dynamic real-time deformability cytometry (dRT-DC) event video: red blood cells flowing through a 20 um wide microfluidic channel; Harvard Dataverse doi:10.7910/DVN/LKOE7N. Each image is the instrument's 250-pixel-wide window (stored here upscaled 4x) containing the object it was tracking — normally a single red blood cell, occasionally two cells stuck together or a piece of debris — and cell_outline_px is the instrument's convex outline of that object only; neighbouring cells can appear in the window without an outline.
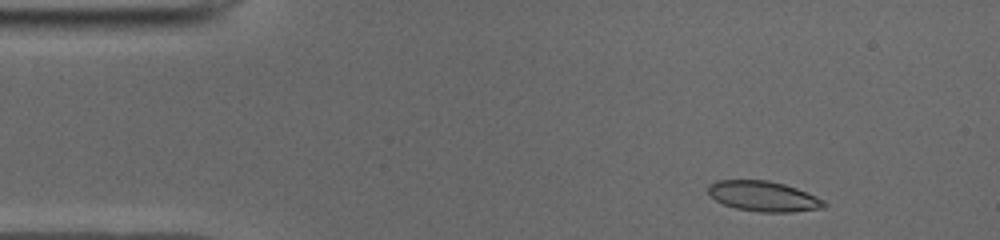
{"species": "common noctule bat (a hibernating species)", "species_latin": "Nyctalus noctula", "temperature_condition": "cold", "stored_images_in_passage": 47, "camera_frame_rate_fps": 3000, "um_per_image_px": 0.085, "animal": {"sex": "male", "body_mass_g": 19.0, "forearm_length_mm": 50.8}, "frame": {"image": 1, "passage_image": 3, "time_ms": 0.667, "image_size_px": [1000, 240], "cell_outline_px": [[828, 204], [824, 208], [792, 212], [760, 212], [736, 208], [724, 204], [716, 200], [708, 192], [708, 184], [716, 180], [768, 180], [784, 184], [796, 188], [816, 196], [824, 200]], "centroid_in_image_um": [64.91, 16.68], "position_along_channel_um": 20.1, "area_um2": 20.46}}
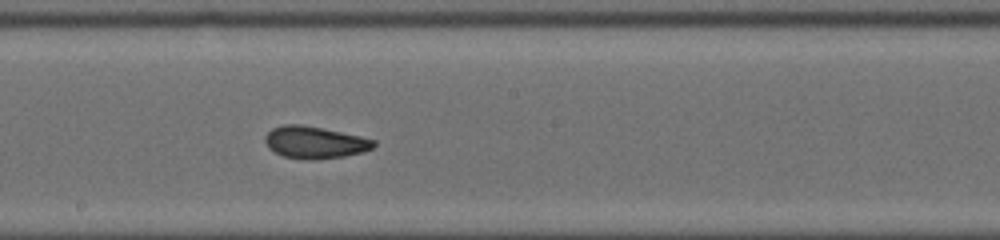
{"frame": {"image": 2, "passage_image": 24, "time_ms": 7.667, "image_size_px": [1000, 240], "cell_outline_px": [[376, 144], [372, 148], [364, 152], [344, 156], [316, 160], [312, 160], [284, 156], [268, 148], [264, 140], [264, 136], [272, 128], [284, 124], [300, 124], [360, 136], [376, 140]], "centroid_in_image_um": [26.75, 12.1], "position_along_channel_um": 221.4, "area_um2": 20.23}}
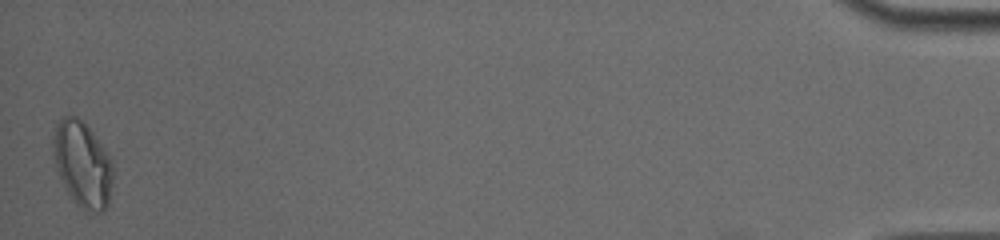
{"frame": {"image": 3, "passage_image": 47, "time_ms": 15.333, "image_size_px": [1000, 240], "cell_outline_px": [[112, 184], [108, 204], [104, 212], [84, 212], [72, 200], [60, 176], [52, 152], [52, 140], [56, 124], [64, 116], [76, 116], [92, 132], [104, 148], [112, 160]], "centroid_in_image_um": [7.02, 14.0], "position_along_channel_um": 428.2, "area_um2": 29.71}, "authors_computed_cell_mechanics": {"area_um2": 20.2878, "velocity_mm_per_s": 3.9504, "shape_relaxation_time_tau1_ms": null, "shape_relaxation_time_tau2_ms": 2.2154, "deformation_change_tau1": null, "deformation_change_tau2": 0.0699}}